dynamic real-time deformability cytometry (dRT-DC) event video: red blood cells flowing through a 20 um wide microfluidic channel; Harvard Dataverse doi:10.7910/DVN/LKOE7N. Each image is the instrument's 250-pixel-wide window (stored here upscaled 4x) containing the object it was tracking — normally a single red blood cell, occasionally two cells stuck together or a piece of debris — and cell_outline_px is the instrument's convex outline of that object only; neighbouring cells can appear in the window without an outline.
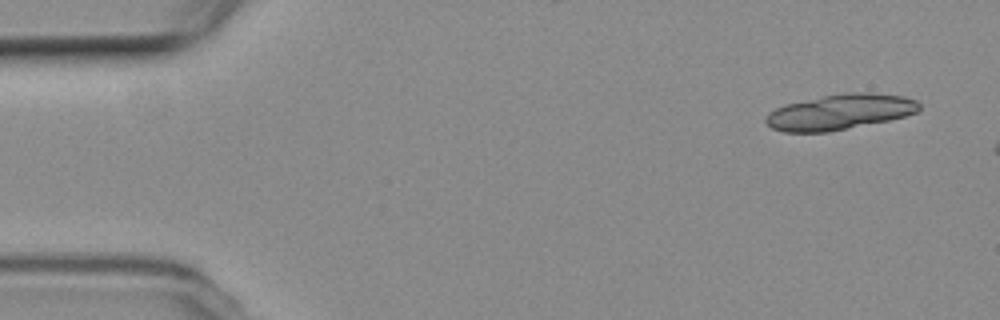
{"species": "common noctule bat (a hibernating species)", "species_latin": "Nyctalus noctula", "temperature_condition": "room temperature", "stored_images_in_passage": 8, "camera_frame_rate_fps": 3000, "um_per_image_px": 0.085, "animal": {"sex": "female", "body_mass_g": 19.3, "forearm_length_mm": 54.1}, "frame": {"image": 1, "passage_image": 3, "time_ms": 0.667, "image_size_px": [1000, 320], "cell_outline_px": [[920, 108], [916, 112], [904, 116], [888, 120], [828, 132], [784, 132], [772, 128], [764, 120], [764, 116], [768, 112], [784, 104], [840, 92], [872, 92], [904, 96], [916, 100], [920, 104]], "centroid_in_image_um": [71.36, 9.5], "position_along_channel_um": 13.6, "area_um2": 31.85}}